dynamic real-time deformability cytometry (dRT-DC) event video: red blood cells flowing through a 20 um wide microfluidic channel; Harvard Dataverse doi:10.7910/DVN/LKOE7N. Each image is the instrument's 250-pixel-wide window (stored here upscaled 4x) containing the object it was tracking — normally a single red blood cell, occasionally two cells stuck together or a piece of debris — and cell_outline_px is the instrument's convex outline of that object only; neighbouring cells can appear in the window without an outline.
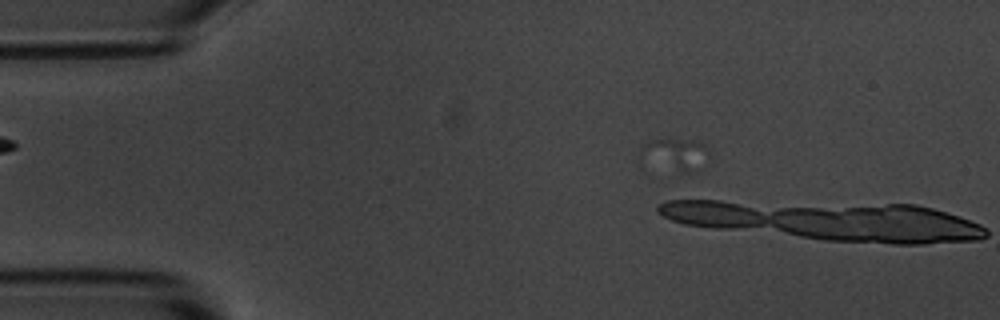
{"species": "common noctule bat (a hibernating species)", "species_latin": "Nyctalus noctula", "temperature_condition": "room temperature", "stored_images_in_passage": 6, "camera_frame_rate_fps": 3000, "um_per_image_px": 0.085, "animal": {"sex": "male", "body_mass_g": 20.1, "forearm_length_mm": 53.5}, "frame": {"image": 1, "passage_image": 5, "time_ms": 4.667, "image_size_px": [1000, 320], "cell_outline_px": [[712, 156], [688, 172], [680, 172], [640, 168], [636, 152], [644, 144], [652, 140], [692, 140], [704, 144]], "centroid_in_image_um": [57.15, 13.19], "position_along_channel_um": 27.8, "area_um2": 13.93}}